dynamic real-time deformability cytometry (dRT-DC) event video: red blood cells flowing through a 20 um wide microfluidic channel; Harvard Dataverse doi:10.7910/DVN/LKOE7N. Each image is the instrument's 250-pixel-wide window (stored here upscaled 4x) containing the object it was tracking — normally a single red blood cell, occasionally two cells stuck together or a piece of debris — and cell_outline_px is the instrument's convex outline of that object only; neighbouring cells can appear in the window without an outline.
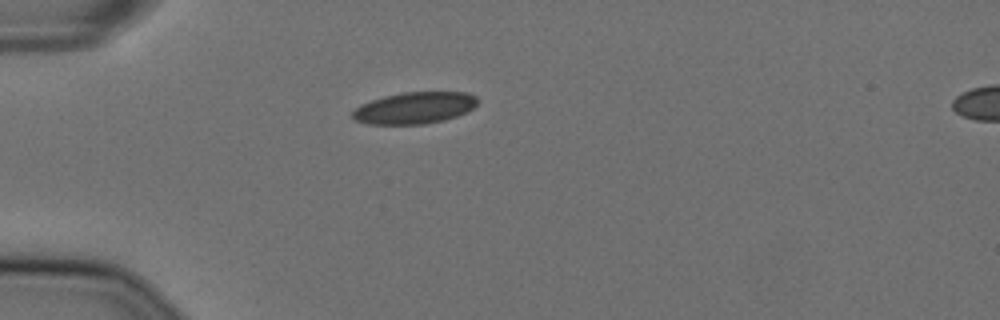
{"species": "Egyptian fruit bat (a non-hibernating species)", "species_latin": "Rousettus aegyptiacus", "temperature_condition": "cold", "stored_images_in_passage": 41, "camera_frame_rate_fps": 3000, "um_per_image_px": 0.085, "animal": {"sex": "female"}, "frame": {"image": 1, "passage_image": 1, "time_ms": 0.0, "image_size_px": [1000, 320], "cell_outline_px": [[476, 104], [472, 108], [456, 116], [444, 120], [424, 124], [368, 124], [356, 120], [352, 116], [352, 112], [360, 104], [384, 96], [404, 92], [468, 92], [476, 96]], "centroid_in_image_um": [35.22, 9.17], "position_along_channel_um": 49.8, "area_um2": 22.89}}
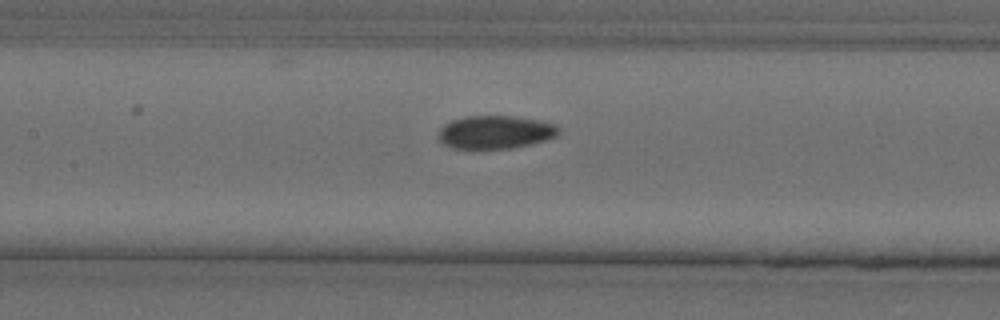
{"frame": {"image": 2, "passage_image": 12, "time_ms": 3.667, "image_size_px": [1000, 320], "cell_outline_px": [[560, 132], [556, 136], [532, 144], [512, 148], [452, 148], [440, 144], [436, 136], [440, 128], [444, 124], [452, 120], [464, 116], [516, 116], [540, 120], [556, 124], [560, 128]], "centroid_in_image_um": [42.07, 11.23], "position_along_channel_um": 165.3, "area_um2": 23.58}}
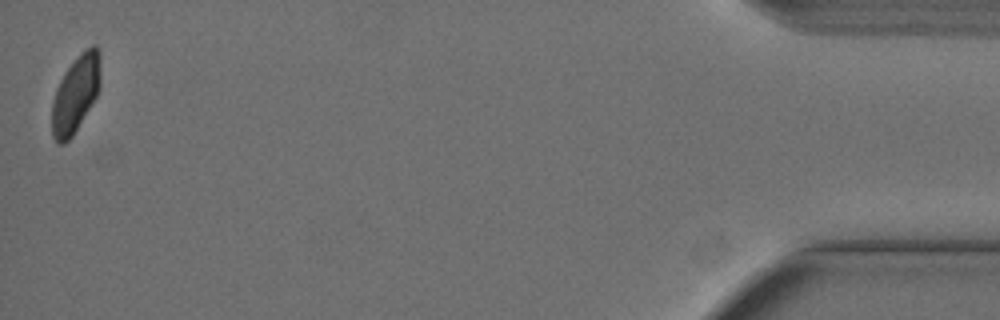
{"frame": {"image": 3, "passage_image": 41, "time_ms": 13.333, "image_size_px": [1000, 320], "cell_outline_px": [[100, 88], [96, 96], [72, 136], [64, 144], [56, 144], [52, 136], [52, 100], [56, 88], [64, 72], [84, 48], [92, 44], [96, 44], [100, 52]], "centroid_in_image_um": [6.42, 7.96], "position_along_channel_um": 428.8, "area_um2": 21.91}, "authors_computed_cell_mechanics": {"area_um2": 23.5824, "velocity_mm_per_s": 3.6132, "shape_relaxation_time_tau1_ms": null, "shape_relaxation_time_tau2_ms": 1.9847, "deformation_change_tau1": null, "deformation_change_tau2": 0.0533}}